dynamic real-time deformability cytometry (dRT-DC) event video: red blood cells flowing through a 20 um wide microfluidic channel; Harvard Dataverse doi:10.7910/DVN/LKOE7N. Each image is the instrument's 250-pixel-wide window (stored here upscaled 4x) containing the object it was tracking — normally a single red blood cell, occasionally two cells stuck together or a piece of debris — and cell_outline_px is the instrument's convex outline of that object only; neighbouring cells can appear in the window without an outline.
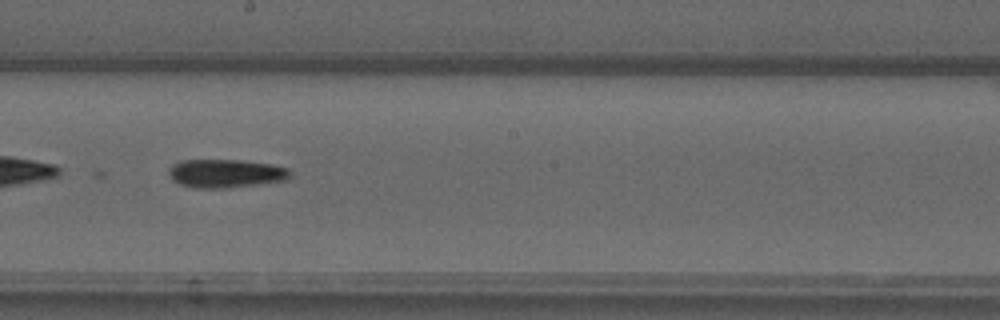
{"species": "common noctule bat (a hibernating species)", "species_latin": "Nyctalus noctula", "temperature_condition": "warm", "stored_images_in_passage": 34, "camera_frame_rate_fps": 3000, "um_per_image_px": 0.085, "animal": {"sex": "male", "forearm_length_mm": 52.5}, "frame": {"image": 1, "passage_image": 15, "time_ms": 4.667, "image_size_px": [1000, 320], "cell_outline_px": [[292, 172], [288, 180], [224, 188], [196, 188], [180, 184], [172, 180], [168, 172], [168, 168], [172, 164], [180, 160], [240, 160], [268, 164], [288, 168]], "centroid_in_image_um": [19.16, 14.74], "position_along_channel_um": 229.0, "area_um2": 20.11}}